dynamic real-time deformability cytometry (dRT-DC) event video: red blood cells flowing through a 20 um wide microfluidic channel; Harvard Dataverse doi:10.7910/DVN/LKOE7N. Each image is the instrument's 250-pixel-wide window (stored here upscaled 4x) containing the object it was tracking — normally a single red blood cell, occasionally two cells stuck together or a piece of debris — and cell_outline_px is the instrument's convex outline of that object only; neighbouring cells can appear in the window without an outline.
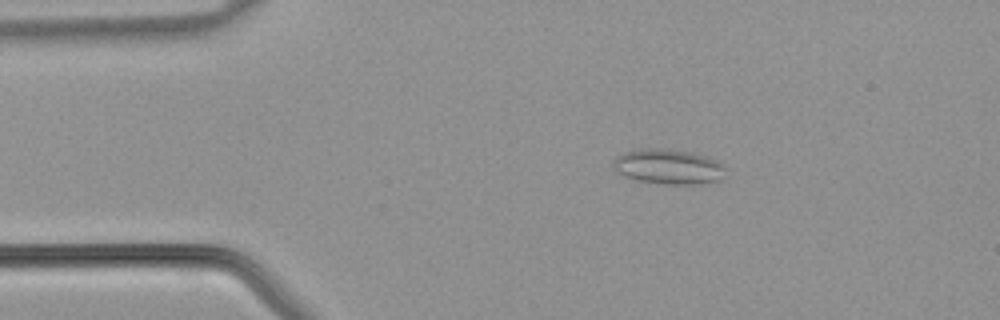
{"species": "common noctule bat (a hibernating species)", "species_latin": "Nyctalus noctula", "temperature_condition": "warm", "stored_images_in_passage": 42, "camera_frame_rate_fps": 3000, "um_per_image_px": 0.085, "animal": {"sex": "male", "body_mass_g": 21.5, "forearm_length_mm": 52.0}, "frame": {"image": 1, "passage_image": 7, "time_ms": 2.0, "image_size_px": [1000, 320], "cell_outline_px": [[724, 168], [720, 180], [700, 184], [664, 184], [636, 180], [624, 176], [616, 172], [612, 168], [612, 160], [616, 156], [624, 152], [644, 148], [664, 148], [688, 152], [704, 156], [716, 160]], "centroid_in_image_um": [56.72, 14.17], "position_along_channel_um": 28.3, "area_um2": 22.89}}
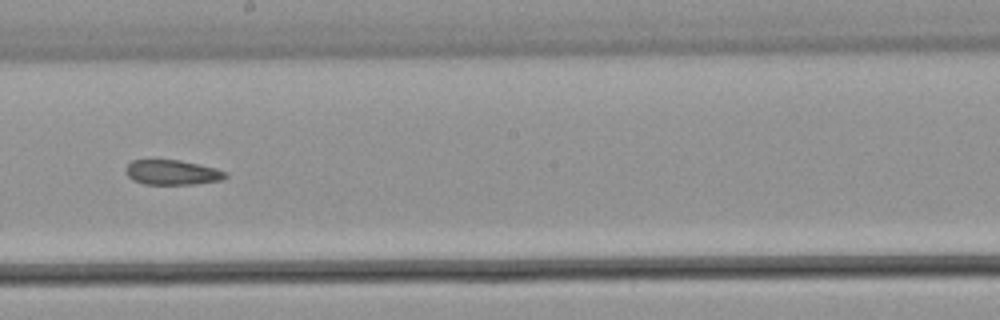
{"frame": {"image": 2, "passage_image": 23, "time_ms": 7.333, "image_size_px": [1000, 320], "cell_outline_px": [[228, 176], [224, 180], [196, 184], [144, 184], [132, 180], [124, 172], [124, 168], [132, 160], [180, 160], [216, 168], [228, 172]], "centroid_in_image_um": [14.65, 14.66], "position_along_channel_um": 233.5, "area_um2": 14.68}}
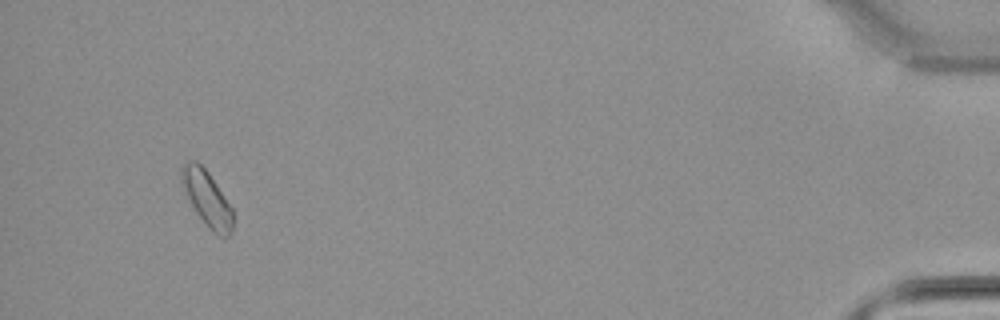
{"frame": {"image": 3, "passage_image": 40, "time_ms": 13.0, "image_size_px": [1000, 320], "cell_outline_px": [[232, 232], [228, 236], [220, 236], [196, 212], [180, 180], [180, 172], [184, 160], [196, 160], [208, 172], [232, 208]], "centroid_in_image_um": [17.57, 16.78], "position_along_channel_um": 417.6, "area_um2": 15.9}}